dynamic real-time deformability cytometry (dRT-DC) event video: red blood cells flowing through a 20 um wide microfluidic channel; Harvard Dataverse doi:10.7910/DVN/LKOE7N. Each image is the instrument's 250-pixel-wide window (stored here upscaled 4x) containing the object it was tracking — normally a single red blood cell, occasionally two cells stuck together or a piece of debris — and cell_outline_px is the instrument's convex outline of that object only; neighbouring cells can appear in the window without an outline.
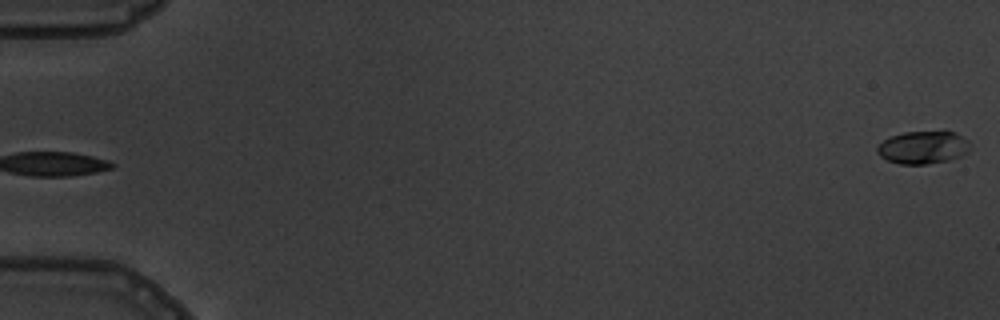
{"species": "common noctule bat (a hibernating species)", "species_latin": "Nyctalus noctula", "temperature_condition": "warm", "stored_images_in_passage": 6, "segment_of_instrument_passage": [2, 2], "camera_frame_rate_fps": 3000, "um_per_image_px": 0.085, "animal": {"sex": "male", "body_mass_g": 19.5, "forearm_length_mm": 54.6}, "frame": {"image": 1, "passage_image": 6, "time_ms": 6.0, "image_size_px": [1000, 320], "cell_outline_px": [[968, 152], [960, 156], [948, 160], [928, 164], [900, 164], [888, 160], [880, 156], [876, 152], [876, 148], [884, 140], [892, 136], [904, 132], [956, 132], [968, 140]], "centroid_in_image_um": [78.45, 12.54], "position_along_channel_um": 6.6, "area_um2": 17.51}}